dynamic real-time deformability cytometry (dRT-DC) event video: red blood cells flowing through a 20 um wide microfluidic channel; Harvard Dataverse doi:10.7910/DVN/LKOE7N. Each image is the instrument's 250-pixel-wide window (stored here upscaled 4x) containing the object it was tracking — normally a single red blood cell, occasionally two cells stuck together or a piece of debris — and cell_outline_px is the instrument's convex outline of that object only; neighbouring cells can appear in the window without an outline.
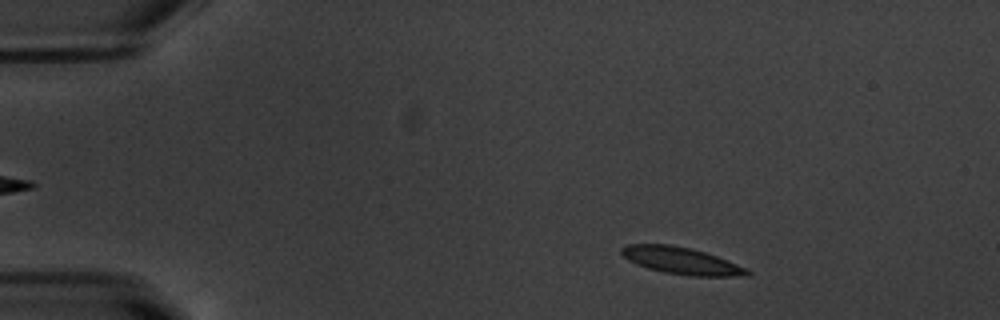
{"species": "common noctule bat (a hibernating species)", "species_latin": "Nyctalus noctula", "temperature_condition": "warm", "stored_images_in_passage": 51, "camera_frame_rate_fps": 3000, "um_per_image_px": 0.085, "animal": {"sex": "male", "body_mass_g": 20.1, "forearm_length_mm": 53.5}, "frame": {"image": 1, "passage_image": 6, "time_ms": 1.667, "image_size_px": [1000, 320], "cell_outline_px": [[752, 272], [748, 276], [688, 276], [664, 272], [648, 268], [636, 264], [628, 260], [620, 252], [620, 248], [628, 244], [668, 244], [692, 248], [716, 256], [748, 268]], "centroid_in_image_um": [57.92, 22.16], "position_along_channel_um": 27.1, "area_um2": 19.83}}
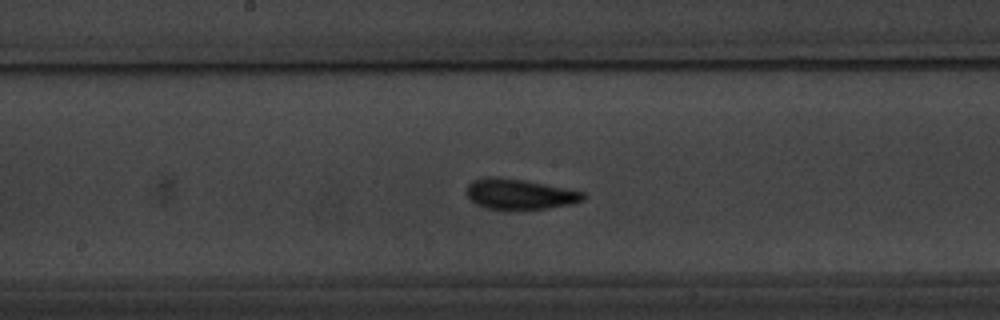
{"frame": {"image": 2, "passage_image": 26, "time_ms": 8.333, "image_size_px": [1000, 320], "cell_outline_px": [[584, 200], [572, 204], [548, 208], [508, 212], [488, 208], [476, 204], [468, 196], [468, 184], [472, 180], [484, 176], [500, 176], [524, 180], [584, 192]], "centroid_in_image_um": [44.14, 16.52], "position_along_channel_um": 204.1, "area_um2": 21.15}}
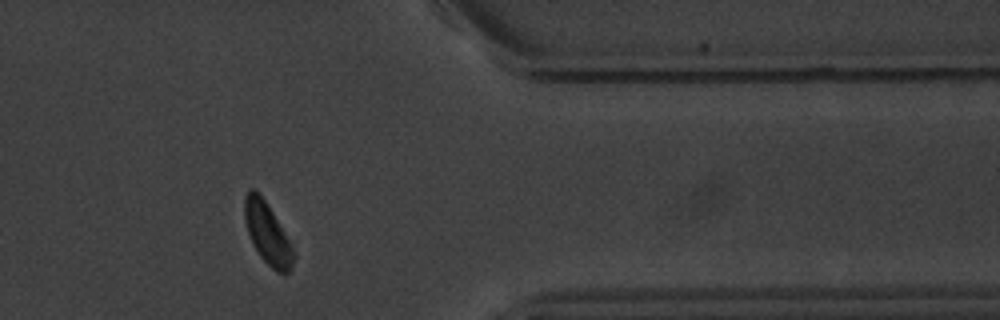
{"frame": {"image": 3, "passage_image": 42, "time_ms": 13.667, "image_size_px": [1000, 320], "cell_outline_px": [[296, 256], [292, 268], [288, 272], [276, 272], [260, 256], [252, 244], [244, 220], [244, 196], [252, 188], [264, 200], [272, 212], [288, 240]], "centroid_in_image_um": [22.72, 19.88], "position_along_channel_um": 388.7, "area_um2": 17.05}, "authors_computed_cell_mechanics": {"area_um2": 19.5942, "velocity_mm_per_s": 3.7361, "shape_relaxation_time_tau1_ms": 2.5451, "shape_relaxation_time_tau2_ms": 1.1194, "deformation_change_tau1": 0.1369, "deformation_change_tau2": 0.0744}}